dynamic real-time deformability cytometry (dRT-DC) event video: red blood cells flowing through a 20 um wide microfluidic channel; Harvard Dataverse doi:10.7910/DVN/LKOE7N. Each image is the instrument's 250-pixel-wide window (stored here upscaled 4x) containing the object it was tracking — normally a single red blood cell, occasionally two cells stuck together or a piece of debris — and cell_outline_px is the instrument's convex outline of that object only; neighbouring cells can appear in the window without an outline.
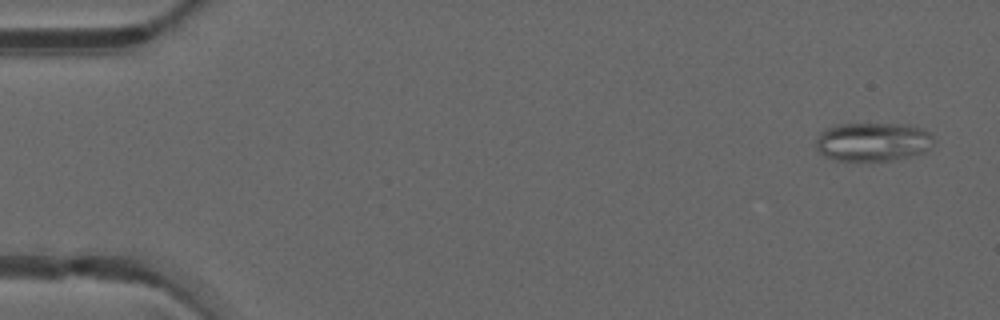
{"species": "common noctule bat (a hibernating species)", "species_latin": "Nyctalus noctula", "temperature_condition": "warm", "stored_images_in_passage": 48, "camera_frame_rate_fps": 3000, "um_per_image_px": 0.085, "animal": {"sex": "male", "forearm_length_mm": 52.5}, "frame": {"image": 1, "passage_image": 2, "time_ms": 0.333, "image_size_px": [1000, 320], "cell_outline_px": [[936, 140], [924, 152], [908, 156], [888, 160], [836, 160], [824, 156], [816, 148], [816, 140], [820, 132], [836, 124], [908, 124], [932, 132]], "centroid_in_image_um": [74.21, 12.03], "position_along_channel_um": 10.8, "area_um2": 26.53}}
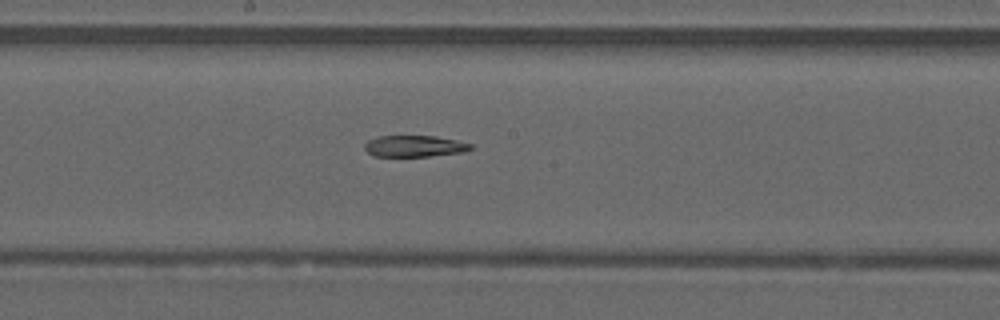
{"frame": {"image": 2, "passage_image": 26, "time_ms": 8.333, "image_size_px": [1000, 320], "cell_outline_px": [[472, 148], [464, 152], [428, 156], [372, 156], [364, 148], [364, 144], [368, 140], [380, 136], [436, 136], [456, 140], [472, 144]], "centroid_in_image_um": [35.22, 12.42], "position_along_channel_um": 213.0, "area_um2": 13.18}}
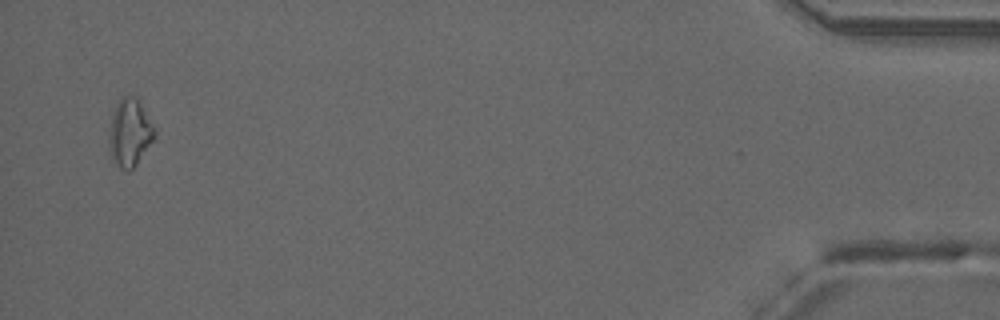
{"frame": {"image": 3, "passage_image": 47, "time_ms": 15.333, "image_size_px": [1000, 320], "cell_outline_px": [[156, 132], [152, 140], [136, 164], [128, 172], [120, 168], [112, 160], [108, 148], [108, 128], [116, 104], [124, 96], [136, 96], [152, 124]], "centroid_in_image_um": [10.97, 11.3], "position_along_channel_um": 424.2, "area_um2": 17.74}}